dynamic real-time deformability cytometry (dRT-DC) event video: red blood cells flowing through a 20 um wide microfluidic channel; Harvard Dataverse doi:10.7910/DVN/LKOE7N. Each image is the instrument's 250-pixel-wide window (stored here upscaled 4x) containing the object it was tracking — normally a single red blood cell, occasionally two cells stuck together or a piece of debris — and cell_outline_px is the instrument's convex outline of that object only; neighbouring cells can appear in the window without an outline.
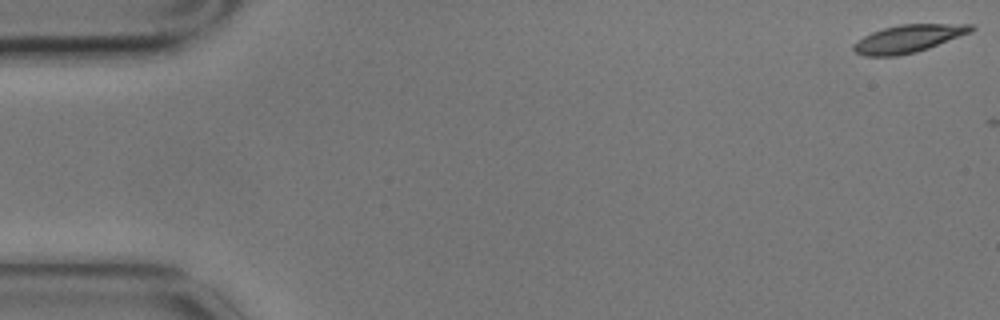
{"species": "common noctule bat (a hibernating species)", "species_latin": "Nyctalus noctula", "temperature_condition": "cold", "stored_images_in_passage": 2, "camera_frame_rate_fps": 3000, "um_per_image_px": 0.085, "animal": {"sex": "male", "body_mass_g": 17.9}, "frame": {"image": 1, "passage_image": 1, "time_ms": 0.0, "image_size_px": [1000, 320], "cell_outline_px": [[976, 28], [972, 32], [928, 48], [916, 52], [896, 56], [864, 56], [856, 52], [852, 48], [852, 44], [856, 40], [872, 32], [884, 28], [900, 24], [972, 24]], "centroid_in_image_um": [77.2, 3.28], "position_along_channel_um": 7.8, "area_um2": 19.02}}